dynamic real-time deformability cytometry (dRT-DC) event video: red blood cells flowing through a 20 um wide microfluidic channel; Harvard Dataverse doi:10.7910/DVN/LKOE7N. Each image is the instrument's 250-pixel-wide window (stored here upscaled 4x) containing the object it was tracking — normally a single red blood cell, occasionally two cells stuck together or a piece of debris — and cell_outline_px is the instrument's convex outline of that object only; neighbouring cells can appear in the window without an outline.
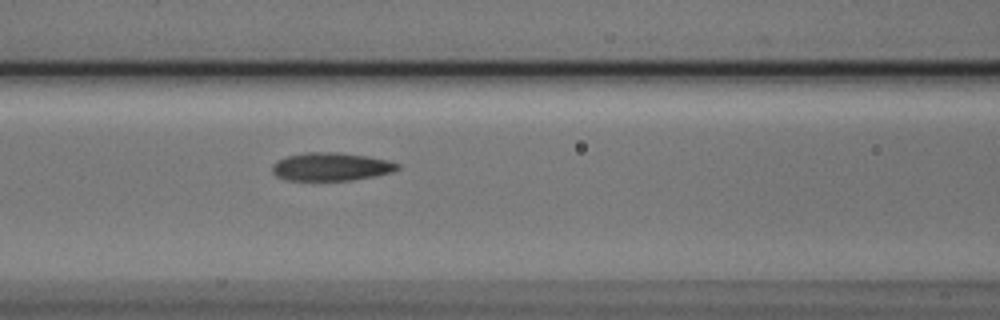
{"species": "Egyptian fruit bat (a non-hibernating species)", "species_latin": "Rousettus aegyptiacus", "temperature_condition": "cold", "stored_images_in_passage": 7, "camera_frame_rate_fps": 3000, "um_per_image_px": 0.085, "animal": {"sex": "male"}, "frame": {"image": 1, "passage_image": 7, "time_ms": 2.0, "image_size_px": [1000, 320], "cell_outline_px": [[400, 168], [392, 172], [376, 176], [352, 180], [284, 180], [276, 176], [272, 172], [272, 164], [288, 156], [308, 152], [336, 152], [364, 156], [388, 160], [400, 164]], "centroid_in_image_um": [28.15, 14.18], "position_along_channel_um": 138.4, "area_um2": 20.46}}